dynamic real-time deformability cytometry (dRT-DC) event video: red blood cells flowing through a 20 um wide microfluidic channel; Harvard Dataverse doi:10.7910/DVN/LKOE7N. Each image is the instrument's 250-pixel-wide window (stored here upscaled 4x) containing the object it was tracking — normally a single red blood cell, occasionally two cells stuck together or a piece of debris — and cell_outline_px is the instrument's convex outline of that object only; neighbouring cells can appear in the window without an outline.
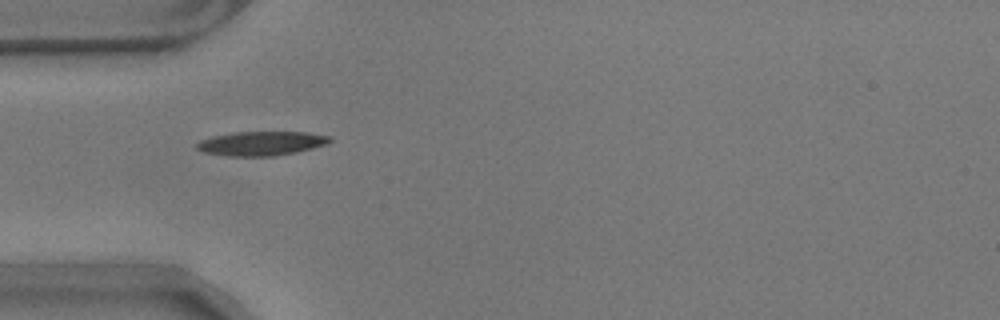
{"species": "common noctule bat (a hibernating species)", "species_latin": "Nyctalus noctula", "temperature_condition": "warm", "stored_images_in_passage": 32, "camera_frame_rate_fps": 3000, "um_per_image_px": 0.085, "animal": {"sex": "male", "body_mass_g": 17.9}, "frame": {"image": 1, "passage_image": 1, "time_ms": 0.0, "image_size_px": [1000, 320], "cell_outline_px": [[332, 140], [328, 144], [296, 152], [276, 156], [228, 156], [204, 152], [196, 148], [196, 144], [200, 140], [212, 136], [232, 132], [308, 132], [332, 136]], "centroid_in_image_um": [22.24, 12.18], "position_along_channel_um": 62.8, "area_um2": 18.9}}
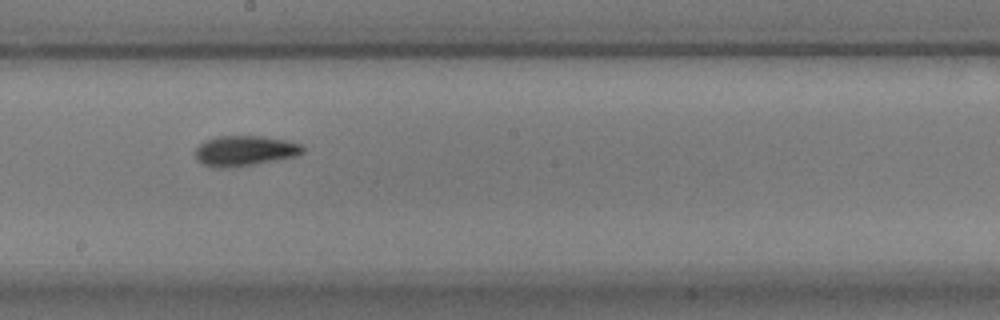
{"frame": {"image": 2, "passage_image": 15, "time_ms": 4.667, "image_size_px": [1000, 320], "cell_outline_px": [[304, 152], [300, 156], [236, 168], [216, 168], [200, 164], [196, 160], [196, 148], [204, 140], [216, 136], [260, 136], [288, 140], [304, 144]], "centroid_in_image_um": [20.84, 12.83], "position_along_channel_um": 227.4, "area_um2": 19.65}}
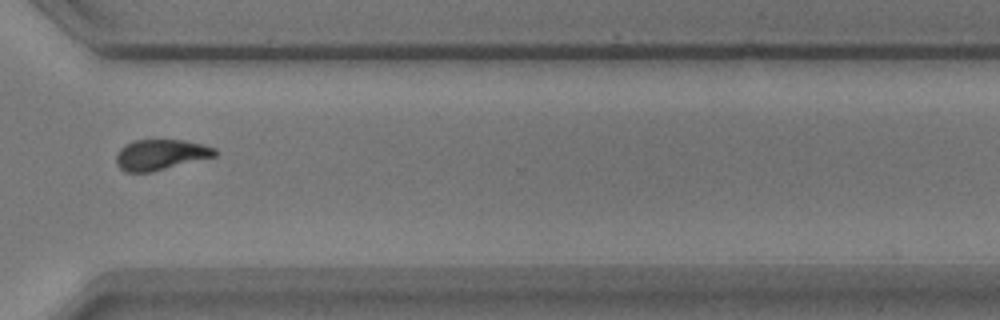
{"frame": {"image": 3, "passage_image": 26, "time_ms": 8.333, "image_size_px": [1000, 320], "cell_outline_px": [[220, 152], [216, 156], [152, 172], [124, 172], [116, 164], [116, 156], [120, 148], [124, 144], [132, 140], [184, 140], [216, 148]], "centroid_in_image_um": [13.65, 13.15], "position_along_channel_um": 357.0, "area_um2": 17.74}, "authors_computed_cell_mechanics": {"area_um2": 18.2937, "velocity_mm_per_s": 3.537, "shape_relaxation_time_tau1_ms": 4.7371, "shape_relaxation_time_tau2_ms": 4.1819, "deformation_change_tau1": 0.1795, "deformation_change_tau2": 0.0842}}